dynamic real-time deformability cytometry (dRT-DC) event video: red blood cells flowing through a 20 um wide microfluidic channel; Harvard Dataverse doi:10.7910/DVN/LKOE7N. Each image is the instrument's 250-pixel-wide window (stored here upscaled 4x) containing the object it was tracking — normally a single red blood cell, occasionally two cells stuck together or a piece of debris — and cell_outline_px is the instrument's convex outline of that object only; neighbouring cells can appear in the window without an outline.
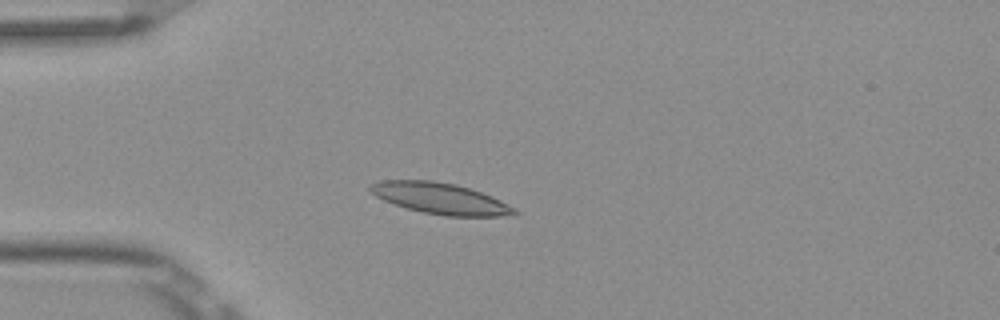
{"species": "Egyptian fruit bat (a non-hibernating species)", "species_latin": "Rousettus aegyptiacus", "temperature_condition": "room temperature", "stored_images_in_passage": 9, "camera_frame_rate_fps": 3000, "um_per_image_px": 0.085, "frame": {"image": 1, "passage_image": 4, "time_ms": 1.0, "image_size_px": [1000, 320], "cell_outline_px": [[520, 212], [516, 216], [444, 216], [424, 212], [408, 208], [384, 200], [376, 196], [368, 188], [372, 184], [380, 180], [432, 180], [456, 184], [492, 196], [516, 208]], "centroid_in_image_um": [37.49, 16.87], "position_along_channel_um": 47.5, "area_um2": 26.07}}
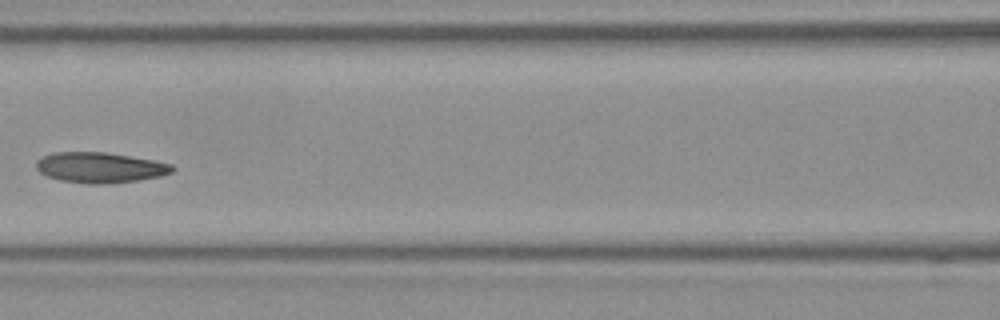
{"frame": {"image": 2, "passage_image": 7, "time_ms": 2.0, "image_size_px": [1000, 320], "cell_outline_px": [[176, 168], [172, 172], [160, 176], [136, 180], [100, 184], [88, 184], [60, 180], [48, 176], [40, 172], [36, 168], [36, 160], [52, 152], [104, 152], [152, 160], [172, 164]], "centroid_in_image_um": [8.48, 14.24], "position_along_channel_um": 158.1, "area_um2": 23.93}}
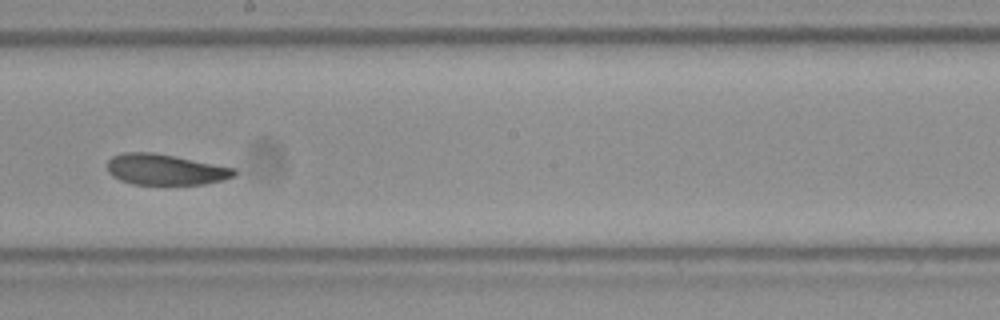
{"frame": {"image": 3, "passage_image": 9, "time_ms": 2.667, "image_size_px": [1000, 320], "cell_outline_px": [[236, 176], [224, 180], [204, 184], [132, 184], [120, 180], [112, 176], [108, 172], [108, 160], [112, 156], [124, 152], [152, 152], [236, 168]], "centroid_in_image_um": [14.05, 14.41], "position_along_channel_um": 234.1, "area_um2": 22.77}}